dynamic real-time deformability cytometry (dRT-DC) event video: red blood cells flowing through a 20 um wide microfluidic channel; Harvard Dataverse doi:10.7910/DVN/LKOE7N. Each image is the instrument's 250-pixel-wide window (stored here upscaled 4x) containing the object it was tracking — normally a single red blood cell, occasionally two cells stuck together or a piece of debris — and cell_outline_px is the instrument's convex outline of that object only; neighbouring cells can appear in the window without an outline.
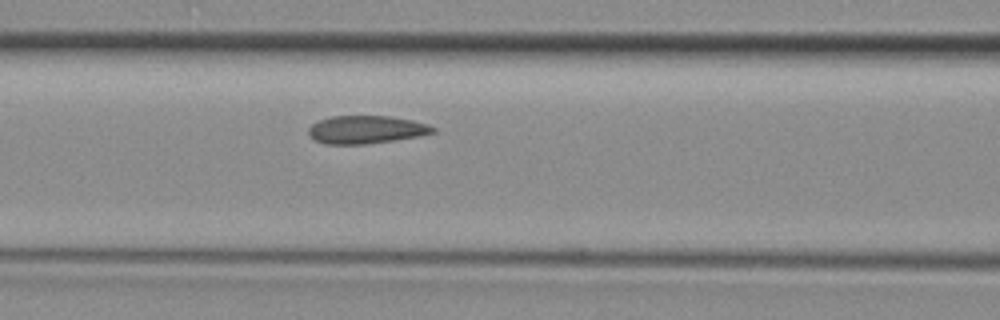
{"species": "common noctule bat (a hibernating species)", "species_latin": "Nyctalus noctula", "temperature_condition": "room temperature", "stored_images_in_passage": 16, "camera_frame_rate_fps": 3000, "um_per_image_px": 0.085, "animal": {"sex": "female", "body_mass_g": 29.2, "forearm_length_mm": 56.3}, "frame": {"image": 1, "passage_image": 12, "time_ms": 3.667, "image_size_px": [1000, 320], "cell_outline_px": [[436, 132], [416, 136], [392, 140], [364, 144], [328, 144], [316, 140], [308, 136], [308, 128], [312, 124], [320, 120], [332, 116], [388, 116], [412, 120], [428, 124], [436, 128]], "centroid_in_image_um": [31.1, 11.01], "position_along_channel_um": 135.5, "area_um2": 20.06}}